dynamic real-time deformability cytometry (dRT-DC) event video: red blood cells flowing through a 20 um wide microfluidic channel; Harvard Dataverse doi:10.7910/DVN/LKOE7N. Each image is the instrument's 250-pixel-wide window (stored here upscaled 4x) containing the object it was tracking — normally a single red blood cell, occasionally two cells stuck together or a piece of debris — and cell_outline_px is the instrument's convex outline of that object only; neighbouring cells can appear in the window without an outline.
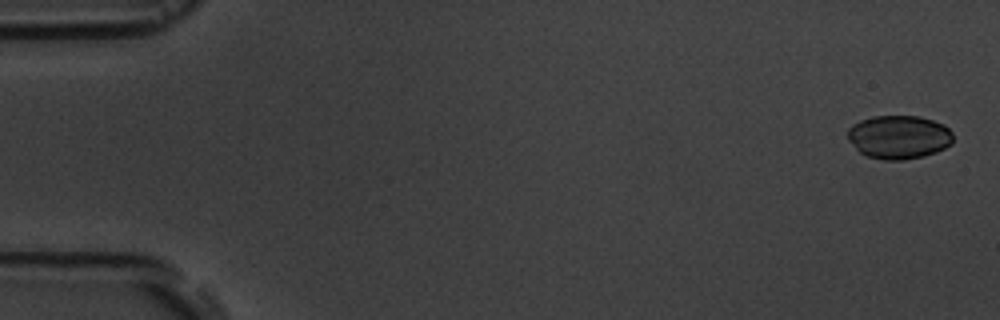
{"species": "common noctule bat (a hibernating species)", "species_latin": "Nyctalus noctula", "temperature_condition": "room temperature", "stored_images_in_passage": 5, "camera_frame_rate_fps": 3000, "um_per_image_px": 0.085, "animal": {"sex": "male", "body_mass_g": 19.5, "forearm_length_mm": 54.6}, "frame": {"image": 1, "passage_image": 1, "time_ms": 0.0, "image_size_px": [1000, 320], "cell_outline_px": [[952, 144], [936, 152], [924, 156], [904, 160], [884, 160], [868, 156], [860, 152], [848, 140], [848, 128], [852, 124], [860, 120], [872, 116], [920, 116], [944, 124], [952, 132]], "centroid_in_image_um": [76.41, 11.64], "position_along_channel_um": 8.6, "area_um2": 26.88}}
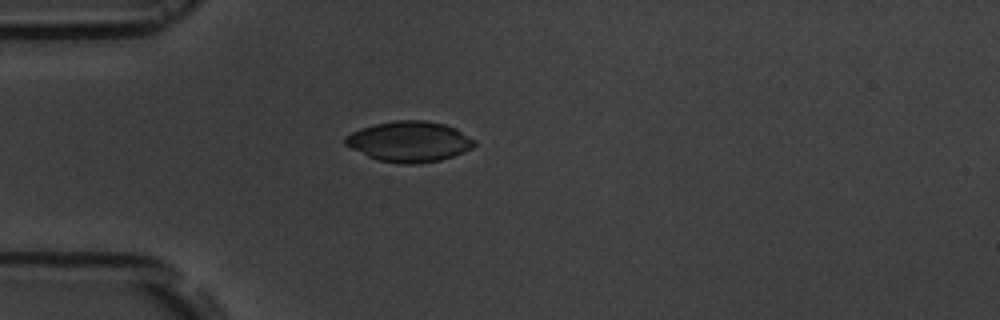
{"frame": {"image": 2, "passage_image": 5, "time_ms": 4.667, "image_size_px": [1000, 320], "cell_outline_px": [[476, 144], [472, 148], [464, 152], [440, 160], [420, 164], [404, 164], [380, 160], [368, 156], [344, 144], [344, 136], [360, 128], [376, 124], [396, 120], [424, 120], [444, 124], [456, 128], [476, 140]], "centroid_in_image_um": [34.82, 12.03], "position_along_channel_um": 50.2, "area_um2": 30.46}}